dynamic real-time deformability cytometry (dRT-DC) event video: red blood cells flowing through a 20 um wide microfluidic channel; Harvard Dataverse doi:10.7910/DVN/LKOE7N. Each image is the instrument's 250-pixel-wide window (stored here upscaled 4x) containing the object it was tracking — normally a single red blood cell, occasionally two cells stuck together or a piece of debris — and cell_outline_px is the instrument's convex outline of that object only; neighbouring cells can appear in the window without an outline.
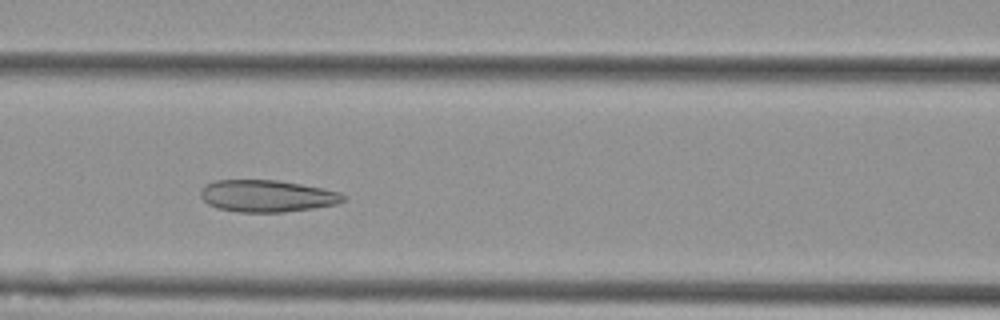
{"species": "Egyptian fruit bat (a non-hibernating species)", "species_latin": "Rousettus aegyptiacus", "temperature_condition": "cold", "stored_images_in_passage": 48, "camera_frame_rate_fps": 3000, "um_per_image_px": 0.085, "animal": {"sex": "female"}, "frame": {"image": 1, "passage_image": 16, "time_ms": 5.0, "image_size_px": [1000, 320], "cell_outline_px": [[348, 196], [344, 200], [336, 204], [312, 208], [284, 212], [240, 212], [216, 208], [208, 204], [200, 196], [200, 188], [204, 184], [216, 180], [276, 180], [324, 188], [340, 192]], "centroid_in_image_um": [22.68, 16.65], "position_along_channel_um": 143.9, "area_um2": 26.7}}
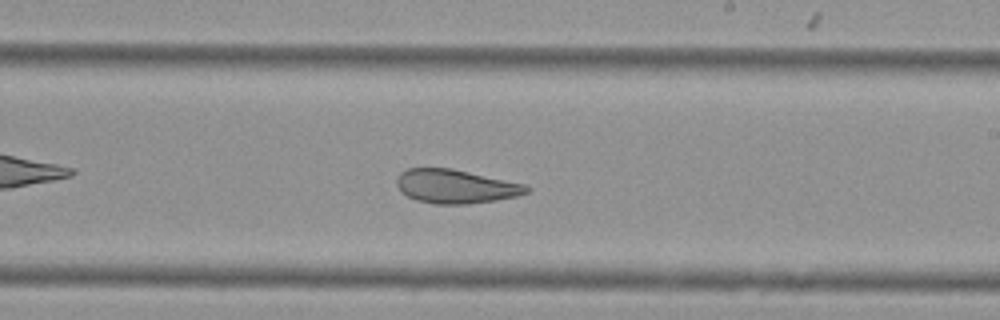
{"frame": {"image": 2, "passage_image": 25, "time_ms": 8.0, "image_size_px": [1000, 320], "cell_outline_px": [[532, 188], [528, 192], [516, 196], [496, 200], [468, 204], [436, 204], [416, 200], [400, 192], [396, 184], [396, 180], [400, 172], [408, 168], [452, 168], [524, 184]], "centroid_in_image_um": [38.7, 15.84], "position_along_channel_um": 250.3, "area_um2": 25.61}}
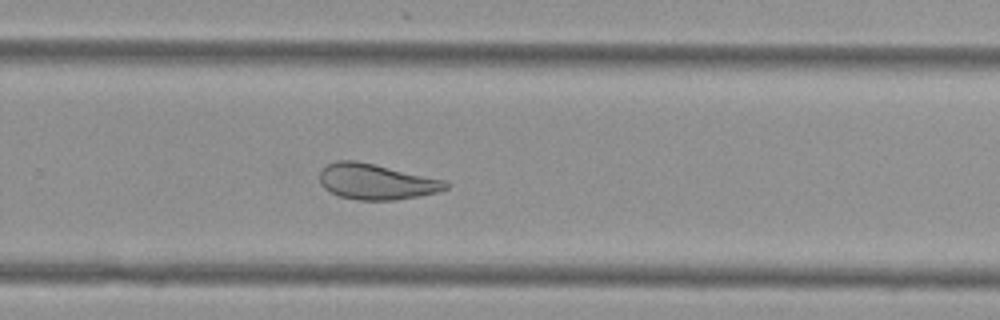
{"frame": {"image": 3, "passage_image": 29, "time_ms": 9.333, "image_size_px": [1000, 320], "cell_outline_px": [[448, 188], [440, 192], [420, 196], [392, 200], [356, 200], [340, 196], [324, 188], [320, 184], [320, 172], [328, 164], [336, 160], [356, 160], [444, 180], [448, 184]], "centroid_in_image_um": [31.98, 15.45], "position_along_channel_um": 297.8, "area_um2": 26.01}, "authors_computed_cell_mechanics": {"area_um2": 29.9693, "velocity_mm_per_s": 3.568, "shape_relaxation_time_tau1_ms": null, "shape_relaxation_time_tau2_ms": 2.2346, "deformation_change_tau1": null, "deformation_change_tau2": 0.0815}}